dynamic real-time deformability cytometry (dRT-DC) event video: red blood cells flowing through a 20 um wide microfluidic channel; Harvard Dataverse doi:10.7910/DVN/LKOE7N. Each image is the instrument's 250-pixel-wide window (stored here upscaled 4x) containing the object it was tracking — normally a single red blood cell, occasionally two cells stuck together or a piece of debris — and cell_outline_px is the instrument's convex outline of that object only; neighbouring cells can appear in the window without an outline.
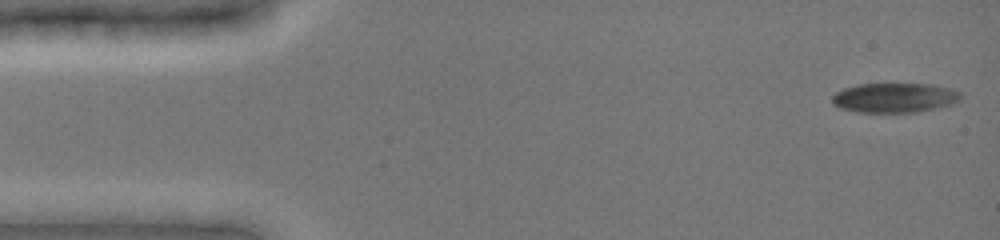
{"species": "common noctule bat (a hibernating species)", "species_latin": "Nyctalus noctula", "temperature_condition": "cold", "stored_images_in_passage": 49, "camera_frame_rate_fps": 3000, "um_per_image_px": 0.085, "animal": {"sex": "female", "body_mass_g": 19.0, "forearm_length_mm": 51.5}, "frame": {"image": 1, "passage_image": 1, "time_ms": 0.0, "image_size_px": [1000, 240], "cell_outline_px": [[960, 100], [952, 104], [936, 108], [916, 112], [860, 112], [840, 108], [832, 104], [832, 96], [836, 92], [844, 88], [856, 84], [932, 84], [948, 88], [960, 92]], "centroid_in_image_um": [76.01, 8.3], "position_along_channel_um": 9.0, "area_um2": 22.14}}
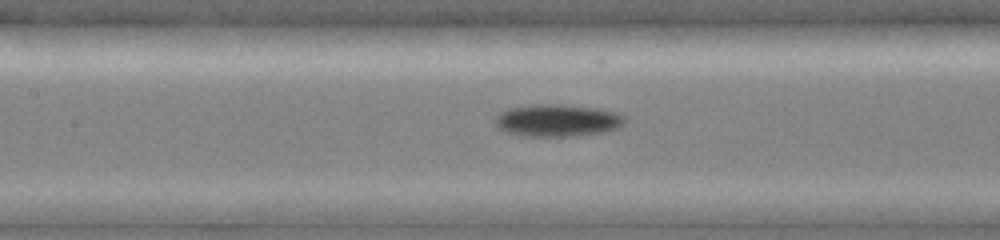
{"frame": {"image": 2, "passage_image": 24, "time_ms": 6.667, "image_size_px": [1000, 240], "cell_outline_px": [[624, 124], [620, 128], [604, 132], [576, 136], [520, 136], [504, 132], [496, 124], [496, 116], [500, 112], [508, 108], [528, 104], [564, 104], [600, 108], [616, 112], [624, 116]], "centroid_in_image_um": [47.39, 10.23], "position_along_channel_um": 160.0, "area_um2": 24.8}}
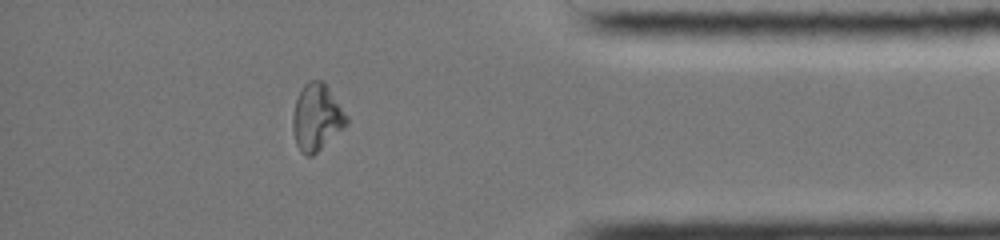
{"frame": {"image": 3, "passage_image": 44, "time_ms": 13.333, "image_size_px": [1000, 240], "cell_outline_px": [[348, 124], [312, 156], [304, 156], [300, 152], [296, 144], [292, 128], [292, 116], [296, 100], [304, 84], [308, 80], [320, 80], [328, 88], [348, 116]], "centroid_in_image_um": [26.9, 10.0], "position_along_channel_um": 408.3, "area_um2": 20.75}}